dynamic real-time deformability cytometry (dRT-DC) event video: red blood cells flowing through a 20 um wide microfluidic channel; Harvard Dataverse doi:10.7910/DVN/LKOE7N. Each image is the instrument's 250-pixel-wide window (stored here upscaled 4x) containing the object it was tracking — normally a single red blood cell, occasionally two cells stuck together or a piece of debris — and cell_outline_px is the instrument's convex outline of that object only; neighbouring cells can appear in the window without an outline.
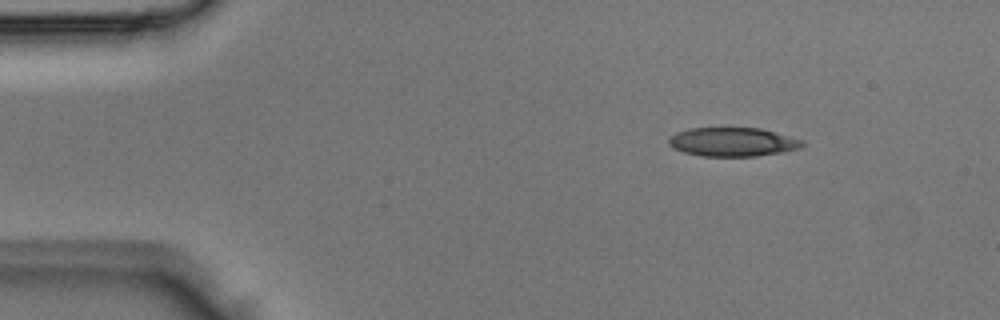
{"species": "Egyptian fruit bat (a non-hibernating species)", "species_latin": "Rousettus aegyptiacus", "temperature_condition": "room temperature", "stored_images_in_passage": 4, "camera_frame_rate_fps": 3000, "um_per_image_px": 0.085, "animal": {"sex": "male"}, "frame": {"image": 1, "passage_image": 2, "time_ms": 0.333, "image_size_px": [1000, 320], "cell_outline_px": [[804, 144], [800, 148], [784, 152], [756, 156], [700, 156], [684, 152], [672, 148], [668, 144], [668, 136], [676, 132], [688, 128], [760, 128], [804, 140]], "centroid_in_image_um": [62.25, 12.06], "position_along_channel_um": 22.8, "area_um2": 22.66}}